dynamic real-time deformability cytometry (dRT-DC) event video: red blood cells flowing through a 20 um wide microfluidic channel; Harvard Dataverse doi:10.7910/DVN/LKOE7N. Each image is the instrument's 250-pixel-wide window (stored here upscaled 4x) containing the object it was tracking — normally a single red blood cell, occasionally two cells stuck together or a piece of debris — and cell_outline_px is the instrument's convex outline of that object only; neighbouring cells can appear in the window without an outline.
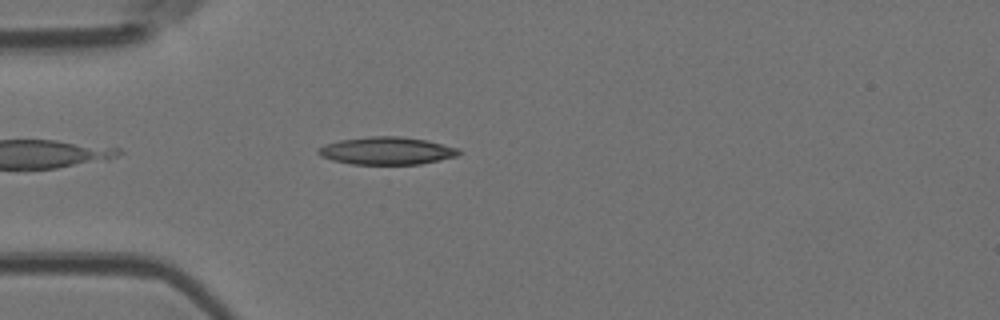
{"species": "Egyptian fruit bat (a non-hibernating species)", "species_latin": "Rousettus aegyptiacus", "temperature_condition": "room temperature", "stored_images_in_passage": 26, "camera_frame_rate_fps": 3000, "um_per_image_px": 0.085, "animal": {"sex": "female"}, "frame": {"image": 1, "passage_image": 4, "time_ms": 1.0, "image_size_px": [1000, 320], "cell_outline_px": [[464, 152], [456, 156], [440, 160], [420, 164], [352, 164], [332, 160], [320, 156], [316, 152], [316, 148], [324, 144], [340, 140], [372, 136], [400, 136], [424, 140], [460, 148]], "centroid_in_image_um": [32.86, 12.82], "position_along_channel_um": 52.1, "area_um2": 22.72}}
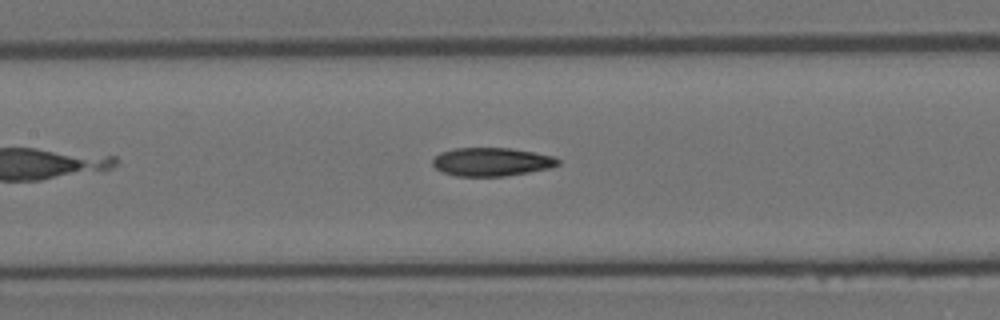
{"frame": {"image": 2, "passage_image": 13, "time_ms": 4.0, "image_size_px": [1000, 320], "cell_outline_px": [[560, 164], [552, 168], [504, 176], [456, 176], [440, 172], [432, 164], [432, 160], [440, 152], [452, 148], [508, 148], [536, 152], [552, 156], [560, 160]], "centroid_in_image_um": [41.78, 13.75], "position_along_channel_um": 165.6, "area_um2": 20.92}}
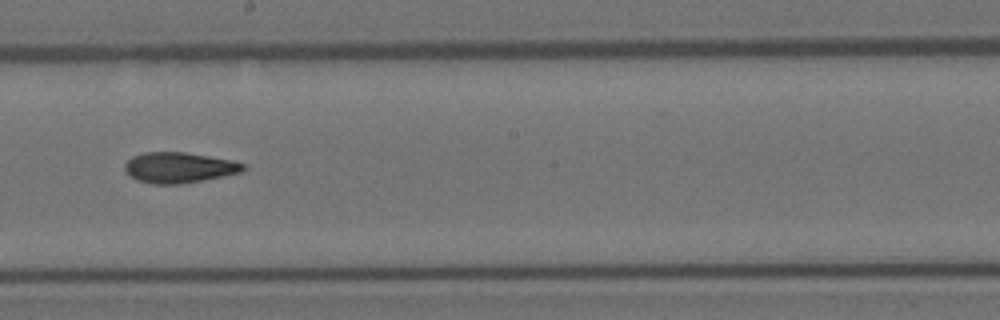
{"frame": {"image": 3, "passage_image": 18, "time_ms": 5.667, "image_size_px": [1000, 320], "cell_outline_px": [[248, 168], [240, 172], [224, 176], [180, 184], [156, 184], [136, 180], [124, 168], [124, 164], [132, 156], [144, 152], [184, 152], [232, 160], [248, 164]], "centroid_in_image_um": [15.26, 14.24], "position_along_channel_um": 232.9, "area_um2": 21.1}}